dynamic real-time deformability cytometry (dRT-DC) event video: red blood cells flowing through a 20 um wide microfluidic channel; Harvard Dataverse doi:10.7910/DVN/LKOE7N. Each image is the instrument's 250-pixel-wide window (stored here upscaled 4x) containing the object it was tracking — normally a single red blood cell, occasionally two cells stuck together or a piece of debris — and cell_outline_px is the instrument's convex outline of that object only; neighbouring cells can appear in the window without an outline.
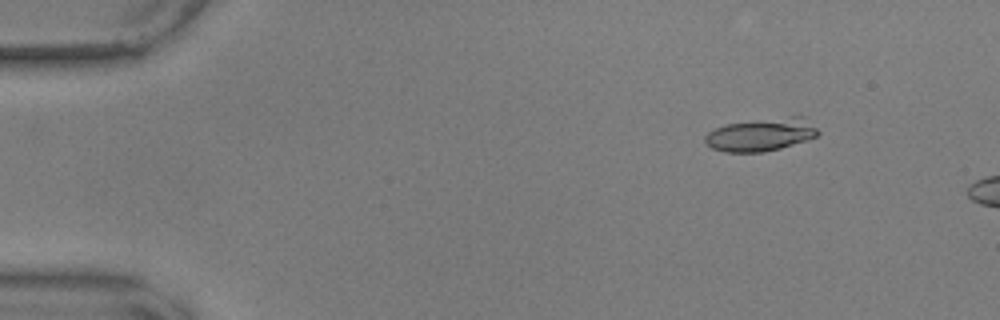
{"species": "common noctule bat (a hibernating species)", "species_latin": "Nyctalus noctula", "temperature_condition": "warm", "stored_images_in_passage": 6, "camera_frame_rate_fps": 3000, "um_per_image_px": 0.085, "animal": {"sex": "male", "body_mass_g": 17.9, "forearm_length_mm": 54.2}, "frame": {"image": 1, "passage_image": 2, "time_ms": 0.333, "image_size_px": [1000, 320], "cell_outline_px": [[820, 132], [816, 136], [808, 140], [780, 148], [764, 152], [724, 152], [712, 148], [704, 140], [704, 136], [708, 132], [716, 128], [728, 124], [792, 116], [804, 116]], "centroid_in_image_um": [64.71, 11.45], "position_along_channel_um": 20.3, "area_um2": 21.39}}